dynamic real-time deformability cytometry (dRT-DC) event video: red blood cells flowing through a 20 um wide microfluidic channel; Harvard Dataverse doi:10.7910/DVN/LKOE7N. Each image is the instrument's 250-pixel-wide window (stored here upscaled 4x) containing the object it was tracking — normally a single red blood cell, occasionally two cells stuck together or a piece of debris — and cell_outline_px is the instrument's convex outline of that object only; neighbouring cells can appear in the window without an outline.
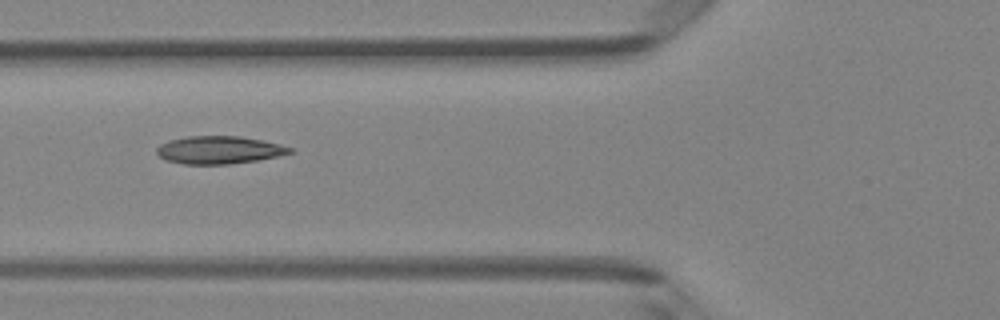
{"species": "Egyptian fruit bat (a non-hibernating species)", "species_latin": "Rousettus aegyptiacus", "temperature_condition": "room temperature", "stored_images_in_passage": 6, "camera_frame_rate_fps": 3000, "um_per_image_px": 0.085, "animal": {"sex": "female"}, "frame": {"image": 1, "passage_image": 5, "time_ms": 1.333, "image_size_px": [1000, 320], "cell_outline_px": [[296, 152], [260, 160], [228, 164], [184, 164], [164, 160], [156, 152], [156, 148], [160, 144], [172, 140], [188, 136], [240, 136], [280, 144], [292, 148]], "centroid_in_image_um": [18.65, 12.75], "position_along_channel_um": 107.2, "area_um2": 21.56}}
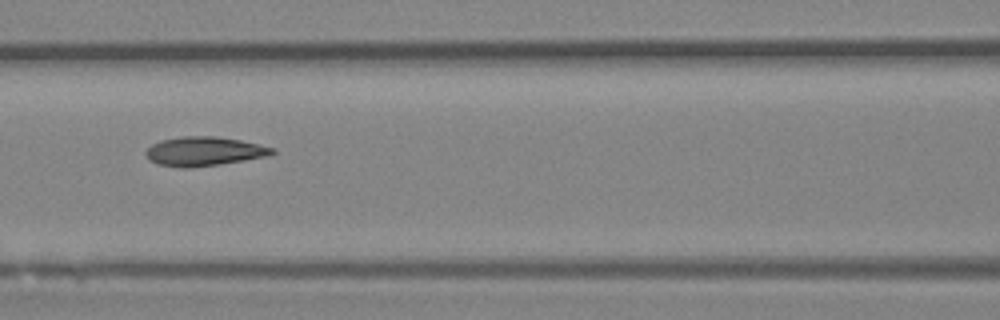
{"frame": {"image": 2, "passage_image": 6, "time_ms": 1.667, "image_size_px": [1000, 320], "cell_outline_px": [[276, 152], [268, 156], [220, 164], [192, 168], [176, 168], [156, 164], [148, 160], [144, 152], [152, 144], [160, 140], [184, 136], [216, 136], [240, 140], [276, 148]], "centroid_in_image_um": [17.31, 12.87], "position_along_channel_um": 149.3, "area_um2": 21.73}}